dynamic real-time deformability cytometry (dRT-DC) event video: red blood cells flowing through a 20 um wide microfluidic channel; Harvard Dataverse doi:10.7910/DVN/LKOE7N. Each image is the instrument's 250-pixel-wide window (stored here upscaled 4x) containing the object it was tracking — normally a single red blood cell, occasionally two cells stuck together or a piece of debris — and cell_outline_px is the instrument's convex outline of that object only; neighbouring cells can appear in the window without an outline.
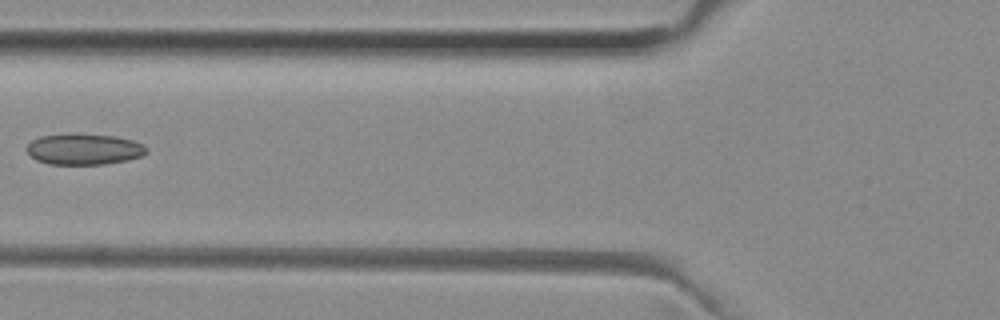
{"species": "common noctule bat (a hibernating species)", "species_latin": "Nyctalus noctula", "temperature_condition": "room temperature", "stored_images_in_passage": 6, "camera_frame_rate_fps": 3000, "um_per_image_px": 0.085, "animal": {"sex": "female", "body_mass_g": 29.2, "forearm_length_mm": 56.3}, "frame": {"image": 1, "passage_image": 6, "time_ms": 1.667, "image_size_px": [1000, 320], "cell_outline_px": [[148, 152], [144, 156], [128, 160], [104, 164], [48, 164], [36, 160], [28, 152], [28, 144], [32, 140], [40, 136], [116, 136], [132, 140], [144, 144], [148, 148]], "centroid_in_image_um": [7.22, 12.72], "position_along_channel_um": 118.6, "area_um2": 20.98}}